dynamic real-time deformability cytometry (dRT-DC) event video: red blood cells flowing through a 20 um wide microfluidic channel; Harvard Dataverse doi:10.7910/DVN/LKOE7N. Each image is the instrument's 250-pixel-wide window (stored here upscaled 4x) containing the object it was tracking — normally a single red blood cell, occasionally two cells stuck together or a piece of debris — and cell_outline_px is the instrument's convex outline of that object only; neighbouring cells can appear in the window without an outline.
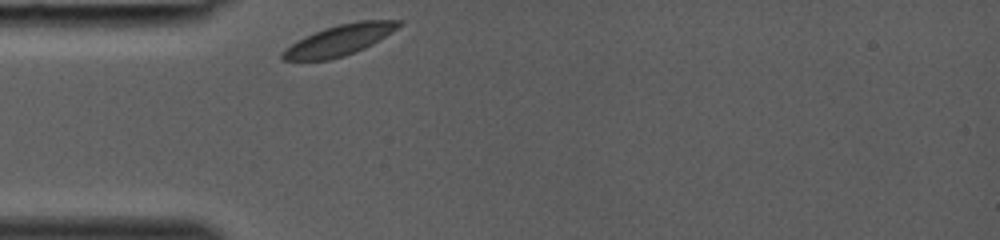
{"species": "common noctule bat (a hibernating species)", "species_latin": "Nyctalus noctula", "temperature_condition": "room temperature", "stored_images_in_passage": 24, "camera_frame_rate_fps": 3000, "um_per_image_px": 0.085, "animal": {"sex": "female", "body_mass_g": 19.0, "forearm_length_mm": 53.3}, "frame": {"image": 1, "passage_image": 1, "time_ms": 0.0, "image_size_px": [1000, 240], "cell_outline_px": [[404, 24], [392, 32], [372, 44], [364, 48], [344, 56], [328, 60], [280, 60], [280, 52], [304, 36], [324, 28], [340, 24], [360, 20], [404, 20]], "centroid_in_image_um": [28.86, 3.4], "position_along_channel_um": 56.1, "area_um2": 20.81}}
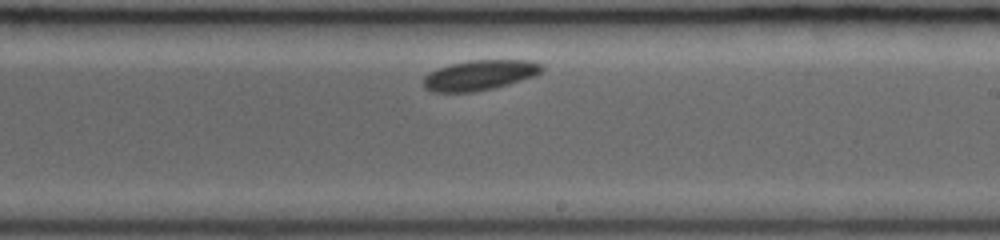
{"frame": {"image": 2, "passage_image": 14, "time_ms": 4.333, "image_size_px": [1000, 240], "cell_outline_px": [[544, 68], [540, 72], [532, 76], [508, 84], [476, 92], [432, 92], [424, 88], [420, 84], [424, 76], [440, 68], [452, 64], [468, 60], [532, 60], [544, 64]], "centroid_in_image_um": [40.75, 6.39], "position_along_channel_um": 248.2, "area_um2": 20.81}}
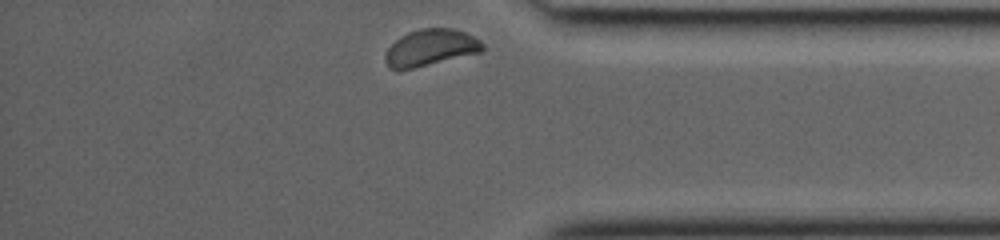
{"frame": {"image": 3, "passage_image": 24, "time_ms": 7.667, "image_size_px": [1000, 240], "cell_outline_px": [[484, 52], [400, 72], [388, 68], [384, 60], [384, 56], [388, 48], [400, 36], [408, 32], [424, 28], [452, 28], [464, 32], [480, 40], [484, 44]], "centroid_in_image_um": [36.58, 4.1], "position_along_channel_um": 398.6, "area_um2": 21.33}}